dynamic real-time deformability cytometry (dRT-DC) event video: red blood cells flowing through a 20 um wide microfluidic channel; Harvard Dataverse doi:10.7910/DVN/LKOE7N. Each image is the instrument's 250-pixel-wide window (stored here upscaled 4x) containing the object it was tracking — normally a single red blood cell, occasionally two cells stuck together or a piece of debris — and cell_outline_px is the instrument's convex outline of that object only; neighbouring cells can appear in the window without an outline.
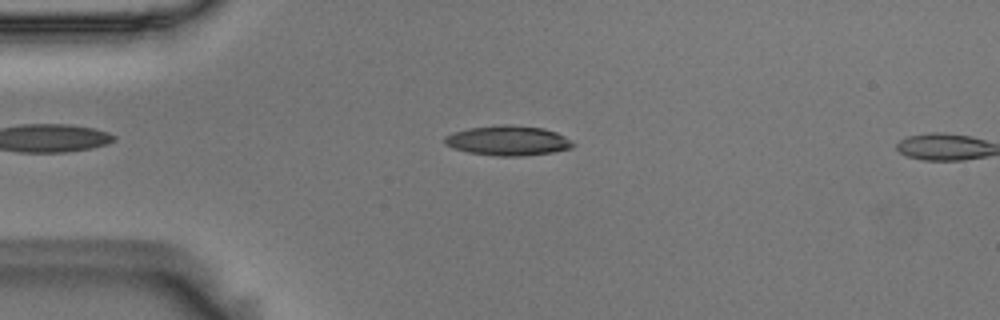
{"species": "Egyptian fruit bat (a non-hibernating species)", "species_latin": "Rousettus aegyptiacus", "temperature_condition": "room temperature", "stored_images_in_passage": 4, "camera_frame_rate_fps": 3000, "um_per_image_px": 0.085, "animal": {"sex": "male"}, "frame": {"image": 1, "passage_image": 3, "time_ms": 0.667, "image_size_px": [1000, 320], "cell_outline_px": [[576, 144], [572, 148], [552, 152], [524, 156], [496, 156], [468, 152], [452, 148], [444, 144], [444, 136], [452, 132], [468, 128], [504, 124], [508, 124], [544, 128], [556, 132], [564, 136]], "centroid_in_image_um": [43.15, 11.95], "position_along_channel_um": 41.8, "area_um2": 22.48}}